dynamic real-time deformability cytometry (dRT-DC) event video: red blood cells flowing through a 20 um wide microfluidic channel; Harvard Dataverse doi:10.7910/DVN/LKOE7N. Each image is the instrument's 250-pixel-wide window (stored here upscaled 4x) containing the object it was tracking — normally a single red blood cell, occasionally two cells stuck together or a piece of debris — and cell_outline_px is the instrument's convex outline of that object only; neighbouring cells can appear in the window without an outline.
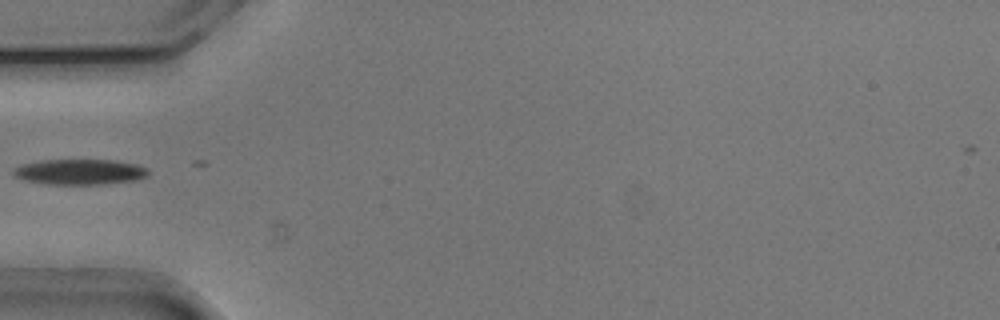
{"species": "common noctule bat (a hibernating species)", "species_latin": "Nyctalus noctula", "temperature_condition": "cold", "stored_images_in_passage": 5, "camera_frame_rate_fps": 3000, "um_per_image_px": 0.085, "animal": {"sex": "male", "body_mass_g": 20.5, "forearm_length_mm": 52.5}, "frame": {"image": 1, "passage_image": 1, "time_ms": 0.0, "image_size_px": [1000, 320], "cell_outline_px": [[148, 176], [136, 180], [104, 184], [48, 184], [24, 180], [16, 176], [12, 172], [12, 168], [24, 164], [40, 160], [116, 160], [136, 164], [148, 168]], "centroid_in_image_um": [6.8, 14.6], "position_along_channel_um": 78.2, "area_um2": 20.06}}
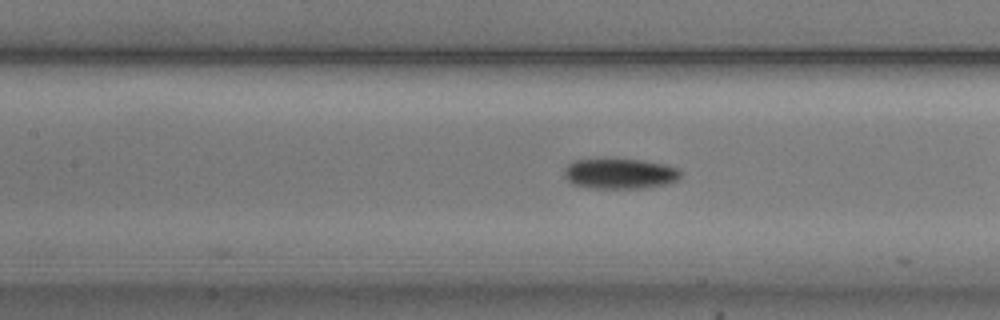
{"frame": {"image": 2, "passage_image": 4, "time_ms": 1.0, "image_size_px": [1000, 320], "cell_outline_px": [[680, 176], [676, 180], [668, 184], [644, 188], [588, 188], [572, 184], [564, 176], [564, 168], [572, 160], [604, 156], [640, 160], [668, 164], [680, 168]], "centroid_in_image_um": [52.65, 14.71], "position_along_channel_um": 154.8, "area_um2": 21.62}}